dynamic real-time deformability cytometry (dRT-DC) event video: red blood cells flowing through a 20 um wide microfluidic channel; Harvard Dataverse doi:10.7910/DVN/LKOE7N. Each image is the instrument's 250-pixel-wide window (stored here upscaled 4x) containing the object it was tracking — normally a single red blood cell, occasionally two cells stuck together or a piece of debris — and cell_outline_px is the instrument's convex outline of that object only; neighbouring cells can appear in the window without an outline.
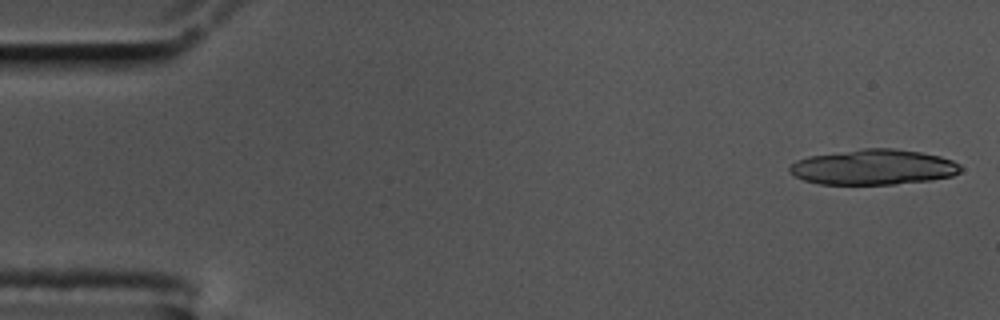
{"species": "common noctule bat (a hibernating species)", "species_latin": "Nyctalus noctula", "temperature_condition": "cold", "stored_images_in_passage": 20, "camera_frame_rate_fps": 3000, "um_per_image_px": 0.085, "animal": {"sex": "male", "body_mass_g": 17.5, "forearm_length_mm": 52.3}, "frame": {"image": 1, "passage_image": 2, "time_ms": 0.333, "image_size_px": [1000, 320], "cell_outline_px": [[964, 168], [960, 172], [952, 176], [932, 180], [892, 184], [820, 184], [804, 180], [788, 172], [788, 168], [796, 160], [808, 156], [864, 148], [892, 148], [920, 152], [940, 156], [952, 160], [960, 164]], "centroid_in_image_um": [74.26, 14.2], "position_along_channel_um": 10.7, "area_um2": 35.32}}